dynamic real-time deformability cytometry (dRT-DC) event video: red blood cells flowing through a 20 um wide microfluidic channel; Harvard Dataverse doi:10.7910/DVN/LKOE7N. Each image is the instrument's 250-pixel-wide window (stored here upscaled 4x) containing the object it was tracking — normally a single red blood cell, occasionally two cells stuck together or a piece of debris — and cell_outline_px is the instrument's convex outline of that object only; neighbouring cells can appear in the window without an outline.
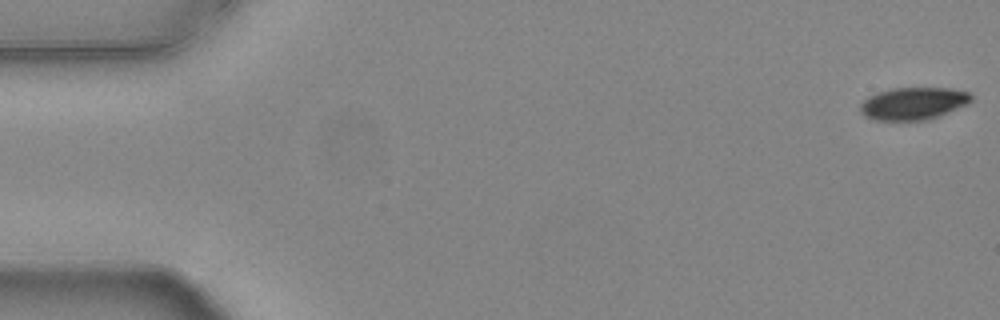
{"species": "common noctule bat (a hibernating species)", "species_latin": "Nyctalus noctula", "temperature_condition": "warm", "stored_images_in_passage": 54, "camera_frame_rate_fps": 3000, "um_per_image_px": 0.085, "animal": {"sex": "female", "body_mass_g": 24.6, "forearm_length_mm": 56.2}, "frame": {"image": 1, "passage_image": 1, "time_ms": 0.0, "image_size_px": [1000, 320], "cell_outline_px": [[972, 100], [968, 104], [940, 116], [928, 120], [872, 120], [864, 116], [860, 112], [860, 104], [868, 96], [876, 92], [892, 88], [952, 88], [968, 92], [972, 96]], "centroid_in_image_um": [77.62, 8.8], "position_along_channel_um": 7.4, "area_um2": 21.21}}
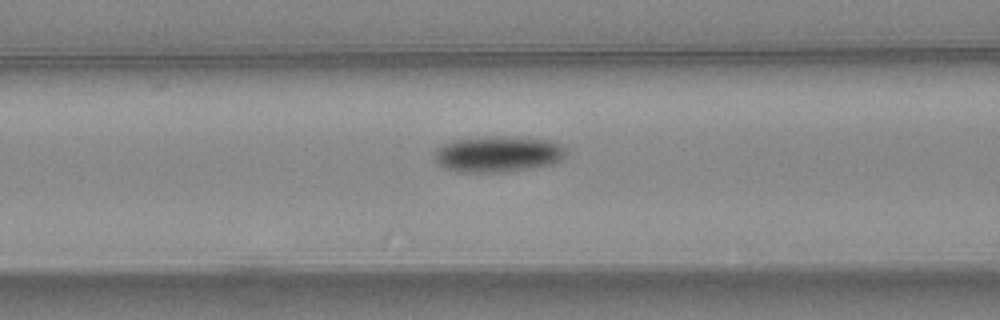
{"frame": {"image": 2, "passage_image": 22, "time_ms": 7.0, "image_size_px": [1000, 320], "cell_outline_px": [[568, 152], [556, 164], [532, 168], [504, 172], [456, 172], [444, 168], [436, 160], [436, 148], [444, 144], [456, 140], [500, 136], [548, 140], [564, 148]], "centroid_in_image_um": [42.35, 13.12], "position_along_channel_um": 124.3, "area_um2": 27.28}}
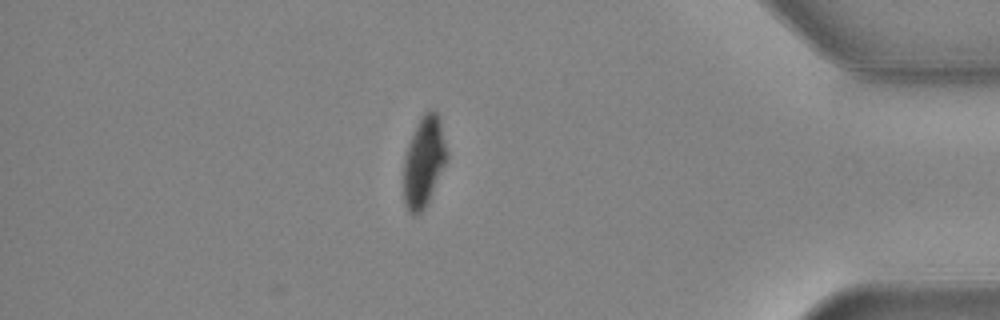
{"frame": {"image": 3, "passage_image": 47, "time_ms": 15.333, "image_size_px": [1000, 320], "cell_outline_px": [[448, 156], [428, 200], [424, 208], [420, 212], [412, 216], [408, 212], [404, 204], [404, 156], [408, 144], [420, 116], [424, 112], [432, 108], [436, 112], [440, 120]], "centroid_in_image_um": [36.0, 13.72], "position_along_channel_um": 399.2, "area_um2": 22.48}, "authors_computed_cell_mechanics": {"area_um2": 24.7384, "velocity_mm_per_s": 3.7729, "shape_relaxation_time_tau1_ms": 3.4104, "shape_relaxation_time_tau2_ms": null, "deformation_change_tau1": 0.1414, "deformation_change_tau2": null}}